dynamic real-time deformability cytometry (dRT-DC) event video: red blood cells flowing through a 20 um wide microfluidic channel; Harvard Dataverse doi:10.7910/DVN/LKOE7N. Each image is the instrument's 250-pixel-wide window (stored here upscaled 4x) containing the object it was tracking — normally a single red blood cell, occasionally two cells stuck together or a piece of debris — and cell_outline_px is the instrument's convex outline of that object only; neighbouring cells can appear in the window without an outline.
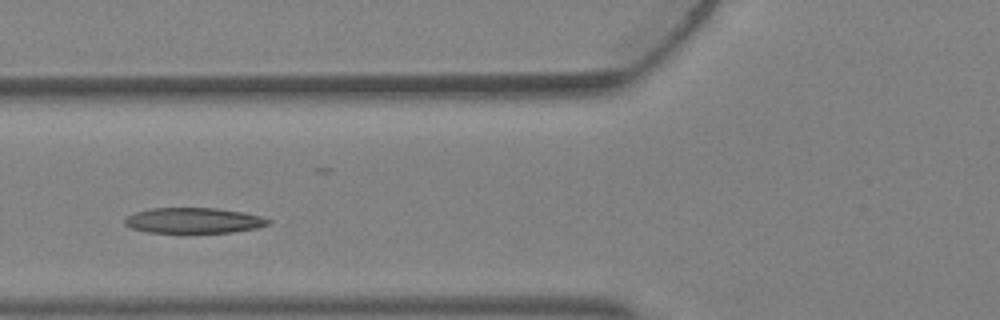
{"species": "Egyptian fruit bat (a non-hibernating species)", "species_latin": "Rousettus aegyptiacus", "temperature_condition": "warm", "stored_images_in_passage": 3, "camera_frame_rate_fps": 3000, "um_per_image_px": 0.085, "animal": {"sex": "female"}, "frame": {"image": 1, "passage_image": 3, "time_ms": 0.667, "image_size_px": [1000, 320], "cell_outline_px": [[272, 224], [256, 228], [232, 232], [148, 232], [132, 228], [124, 224], [124, 220], [132, 212], [148, 208], [216, 208], [244, 212], [260, 216], [272, 220]], "centroid_in_image_um": [16.47, 18.73], "position_along_channel_um": 109.3, "area_um2": 21.39}}